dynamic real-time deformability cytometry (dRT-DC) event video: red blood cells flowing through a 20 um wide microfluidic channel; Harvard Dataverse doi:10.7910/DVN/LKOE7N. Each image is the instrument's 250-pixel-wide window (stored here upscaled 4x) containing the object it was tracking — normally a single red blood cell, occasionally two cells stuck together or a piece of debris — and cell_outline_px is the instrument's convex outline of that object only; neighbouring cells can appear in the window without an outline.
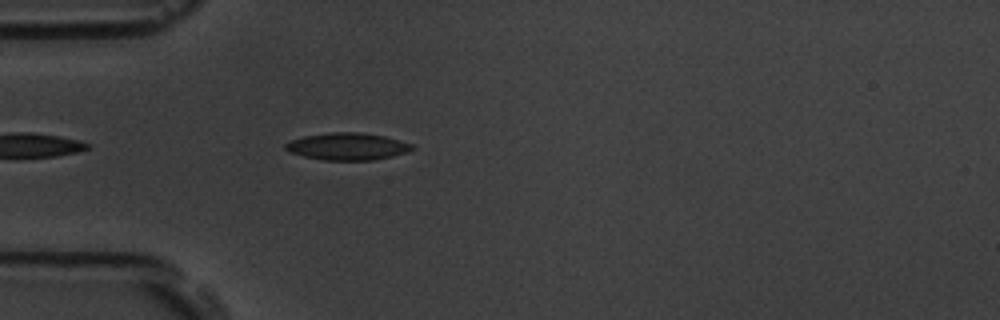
{"species": "common noctule bat (a hibernating species)", "species_latin": "Nyctalus noctula", "temperature_condition": "room temperature", "stored_images_in_passage": 33, "camera_frame_rate_fps": 3000, "um_per_image_px": 0.085, "animal": {"sex": "male", "body_mass_g": 19.5, "forearm_length_mm": 54.6}, "frame": {"image": 1, "passage_image": 3, "time_ms": 0.667, "image_size_px": [1000, 320], "cell_outline_px": [[416, 148], [408, 152], [392, 156], [372, 160], [324, 160], [304, 156], [292, 152], [284, 148], [284, 144], [288, 140], [304, 136], [332, 132], [360, 132], [384, 136], [412, 144]], "centroid_in_image_um": [29.53, 12.44], "position_along_channel_um": 55.5, "area_um2": 20.0}}
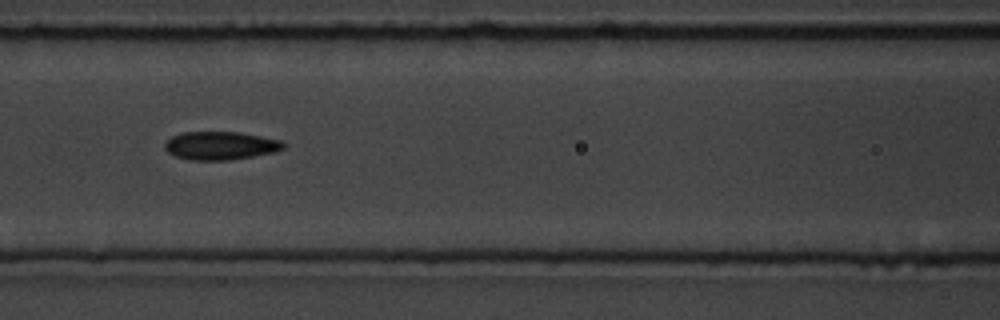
{"frame": {"image": 2, "passage_image": 11, "time_ms": 3.333, "image_size_px": [1000, 320], "cell_outline_px": [[288, 144], [284, 148], [276, 152], [228, 160], [192, 160], [176, 156], [168, 152], [164, 148], [164, 144], [172, 136], [184, 132], [240, 132], [280, 140]], "centroid_in_image_um": [18.77, 12.37], "position_along_channel_um": 147.8, "area_um2": 19.48}}
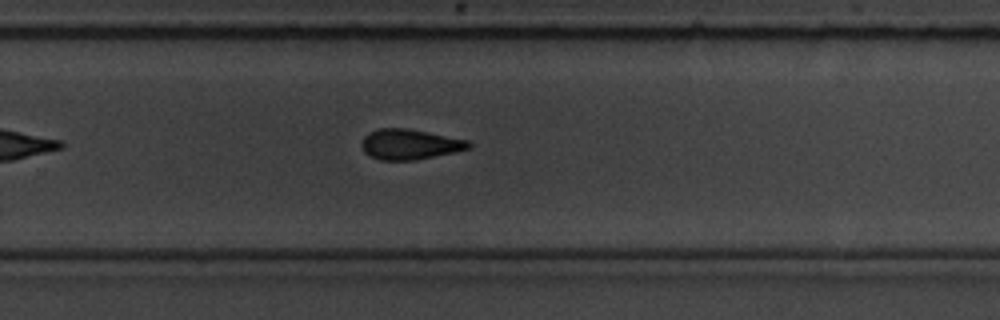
{"frame": {"image": 3, "passage_image": 23, "time_ms": 7.333, "image_size_px": [1000, 320], "cell_outline_px": [[472, 148], [456, 152], [416, 160], [380, 160], [364, 152], [360, 144], [364, 136], [368, 132], [380, 128], [408, 128], [468, 140], [472, 144]], "centroid_in_image_um": [34.84, 12.26], "position_along_channel_um": 295.0, "area_um2": 19.07}, "authors_computed_cell_mechanics": {"area_um2": 19.5364, "velocity_mm_per_s": 3.6882, "shape_relaxation_time_tau1_ms": 5.2186, "shape_relaxation_time_tau2_ms": 4.3701, "deformation_change_tau1": 0.1006, "deformation_change_tau2": 0.1175}}